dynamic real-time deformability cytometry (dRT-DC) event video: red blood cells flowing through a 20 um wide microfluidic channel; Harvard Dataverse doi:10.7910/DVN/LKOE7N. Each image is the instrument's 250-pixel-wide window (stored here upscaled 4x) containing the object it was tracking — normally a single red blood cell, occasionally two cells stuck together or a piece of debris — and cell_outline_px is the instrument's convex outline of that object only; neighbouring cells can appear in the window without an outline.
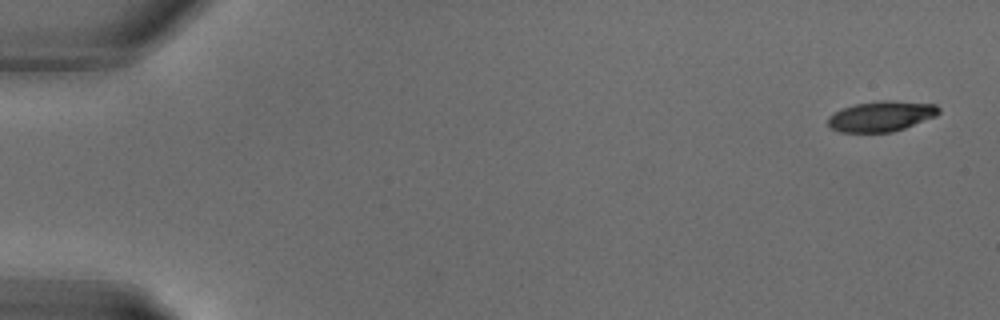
{"species": "common noctule bat (a hibernating species)", "species_latin": "Nyctalus noctula", "temperature_condition": "warm", "stored_images_in_passage": 13, "camera_frame_rate_fps": 3000, "um_per_image_px": 0.085, "animal": {"sex": "male", "body_mass_g": 18.8}, "frame": {"image": 1, "passage_image": 1, "time_ms": 0.0, "image_size_px": [1000, 320], "cell_outline_px": [[940, 112], [936, 116], [904, 128], [892, 132], [840, 132], [832, 128], [828, 124], [828, 116], [844, 108], [856, 104], [884, 100], [888, 100], [936, 104], [940, 108]], "centroid_in_image_um": [74.93, 9.88], "position_along_channel_um": 10.1, "area_um2": 19.42}}
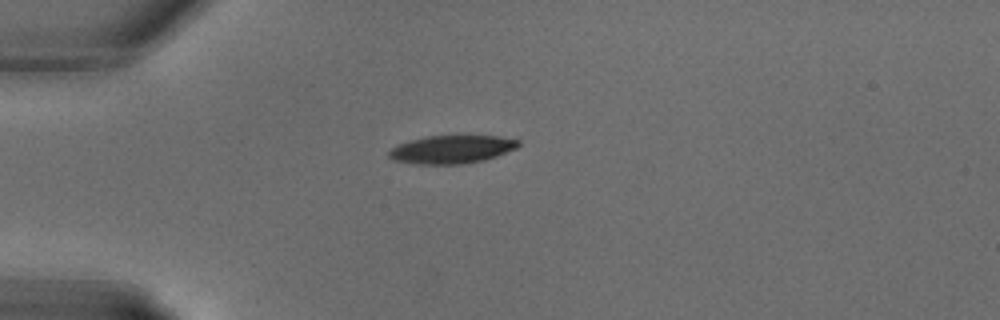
{"frame": {"image": 2, "passage_image": 8, "time_ms": 2.333, "image_size_px": [1000, 320], "cell_outline_px": [[520, 144], [516, 148], [496, 156], [484, 160], [460, 164], [416, 164], [392, 160], [388, 156], [388, 152], [396, 144], [408, 140], [428, 136], [468, 132], [500, 136], [520, 140]], "centroid_in_image_um": [38.42, 12.64], "position_along_channel_um": 46.6, "area_um2": 22.31}}
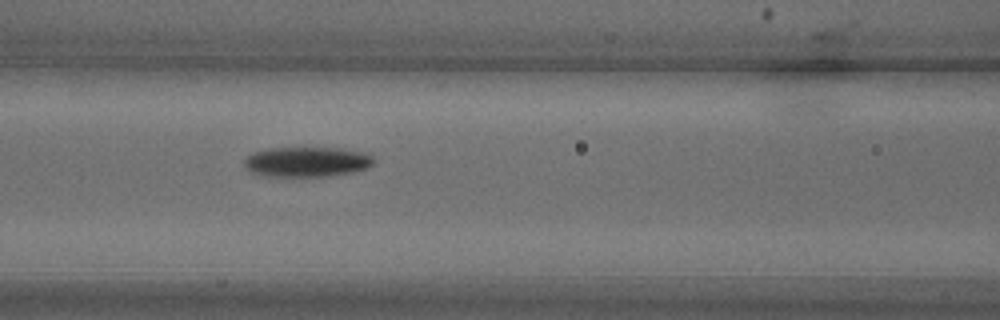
{"frame": {"image": 3, "passage_image": 13, "time_ms": 4.0, "image_size_px": [1000, 320], "cell_outline_px": [[376, 160], [368, 168], [352, 172], [332, 176], [260, 176], [248, 172], [244, 168], [244, 160], [252, 152], [268, 148], [344, 148], [364, 152], [372, 156]], "centroid_in_image_um": [26.06, 13.76], "position_along_channel_um": 140.5, "area_um2": 23.06}}